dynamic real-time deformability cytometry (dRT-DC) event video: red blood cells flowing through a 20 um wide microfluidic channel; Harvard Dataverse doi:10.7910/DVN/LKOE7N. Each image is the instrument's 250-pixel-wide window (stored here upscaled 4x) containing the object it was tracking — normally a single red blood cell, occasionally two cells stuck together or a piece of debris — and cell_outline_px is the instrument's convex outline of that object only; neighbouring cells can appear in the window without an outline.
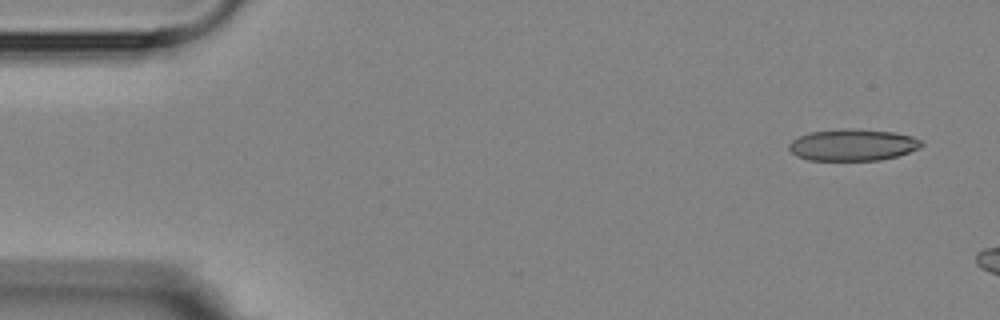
{"species": "Egyptian fruit bat (a non-hibernating species)", "species_latin": "Rousettus aegyptiacus", "temperature_condition": "room temperature", "stored_images_in_passage": 3, "camera_frame_rate_fps": 3000, "um_per_image_px": 0.085, "animal": {"sex": "female"}, "frame": {"image": 1, "passage_image": 1, "time_ms": 0.0, "image_size_px": [1000, 320], "cell_outline_px": [[924, 144], [920, 148], [896, 156], [880, 160], [808, 160], [796, 156], [788, 148], [788, 144], [792, 140], [808, 132], [840, 128], [860, 128], [892, 132], [912, 136], [920, 140]], "centroid_in_image_um": [72.46, 12.3], "position_along_channel_um": 12.5, "area_um2": 24.68}}